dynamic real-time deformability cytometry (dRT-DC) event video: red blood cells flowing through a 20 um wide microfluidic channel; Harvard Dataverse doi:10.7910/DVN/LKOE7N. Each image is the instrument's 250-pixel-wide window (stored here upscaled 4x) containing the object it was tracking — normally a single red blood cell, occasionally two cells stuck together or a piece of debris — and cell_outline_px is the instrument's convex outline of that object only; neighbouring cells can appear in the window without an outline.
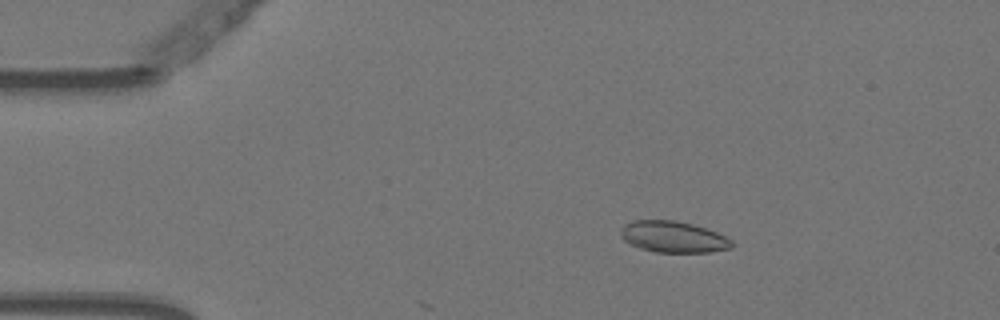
{"species": "Egyptian fruit bat (a non-hibernating species)", "species_latin": "Rousettus aegyptiacus", "temperature_condition": "warm", "stored_images_in_passage": 5, "camera_frame_rate_fps": 3000, "um_per_image_px": 0.085, "animal": {"sex": "female"}, "frame": {"image": 1, "passage_image": 3, "time_ms": 0.667, "image_size_px": [1000, 320], "cell_outline_px": [[732, 248], [712, 252], [656, 252], [640, 248], [624, 240], [620, 236], [620, 228], [624, 224], [632, 220], [676, 220], [692, 224], [716, 232], [732, 240]], "centroid_in_image_um": [57.2, 20.13], "position_along_channel_um": 27.8, "area_um2": 20.29}}